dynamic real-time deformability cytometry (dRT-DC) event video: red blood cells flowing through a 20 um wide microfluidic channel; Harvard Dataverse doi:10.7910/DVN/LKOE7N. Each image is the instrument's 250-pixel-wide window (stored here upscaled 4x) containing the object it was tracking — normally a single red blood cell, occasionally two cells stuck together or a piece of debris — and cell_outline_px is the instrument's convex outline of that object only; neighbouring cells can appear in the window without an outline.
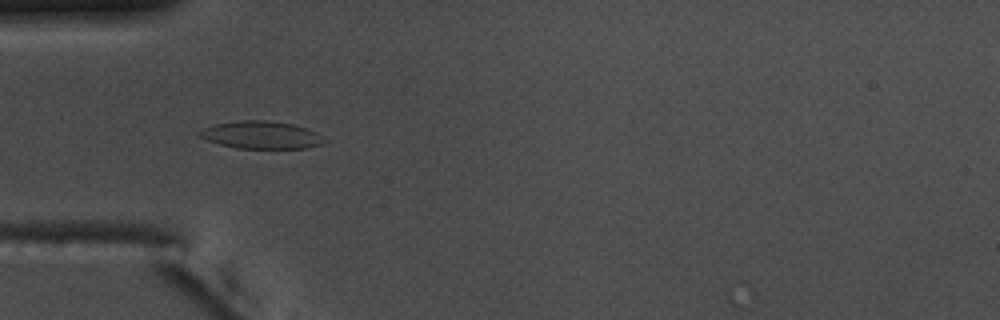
{"species": "common noctule bat (a hibernating species)", "species_latin": "Nyctalus noctula", "temperature_condition": "warm", "stored_images_in_passage": 49, "camera_frame_rate_fps": 3000, "um_per_image_px": 0.085, "animal": {"sex": "male", "body_mass_g": 17.5, "forearm_length_mm": 52.3}, "frame": {"image": 1, "passage_image": 11, "time_ms": 3.333, "image_size_px": [1000, 320], "cell_outline_px": [[328, 140], [324, 144], [308, 148], [236, 148], [220, 144], [208, 140], [200, 136], [196, 132], [204, 128], [216, 124], [240, 120], [264, 120], [292, 124], [308, 128], [324, 136]], "centroid_in_image_um": [22.27, 11.47], "position_along_channel_um": 62.7, "area_um2": 20.11}}
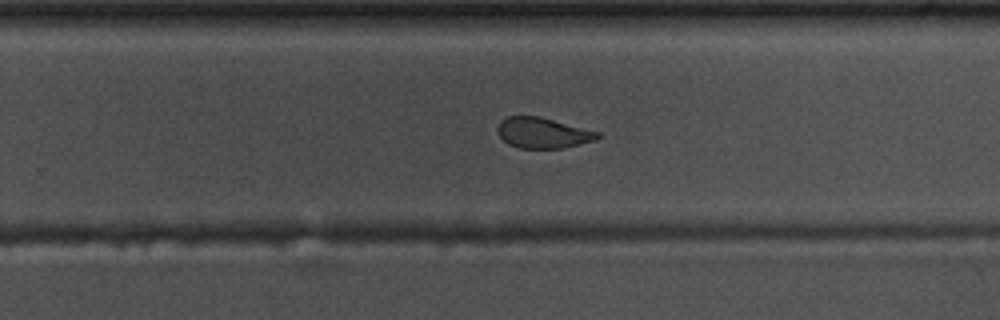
{"frame": {"image": 2, "passage_image": 29, "time_ms": 9.333, "image_size_px": [1000, 320], "cell_outline_px": [[600, 136], [596, 140], [564, 148], [520, 148], [508, 144], [496, 132], [496, 128], [500, 120], [508, 116], [540, 116], [600, 132]], "centroid_in_image_um": [46.13, 11.29], "position_along_channel_um": 283.7, "area_um2": 17.98}}
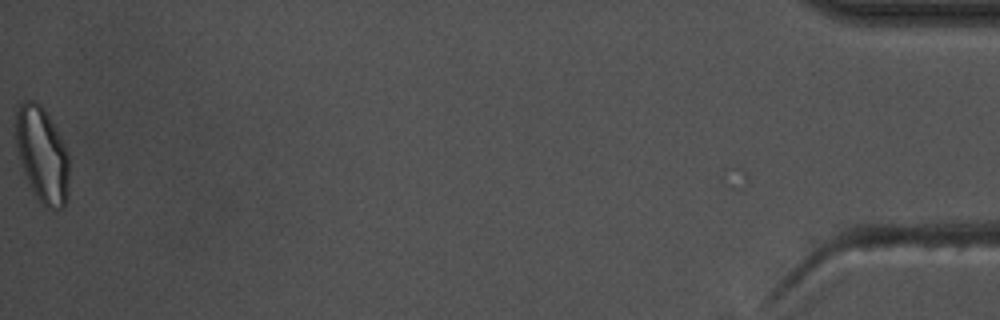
{"frame": {"image": 3, "passage_image": 49, "time_ms": 16.0, "image_size_px": [1000, 320], "cell_outline_px": [[68, 196], [64, 208], [52, 208], [44, 204], [36, 196], [24, 172], [16, 148], [16, 112], [20, 104], [24, 100], [36, 100], [44, 108], [60, 136], [68, 152]], "centroid_in_image_um": [3.59, 13.11], "position_along_channel_um": 431.6, "area_um2": 29.36}, "authors_computed_cell_mechanics": {"area_um2": 19.363, "velocity_mm_per_s": 3.7163, "shape_relaxation_time_tau1_ms": 4.2843, "shape_relaxation_time_tau2_ms": 1.4976, "deformation_change_tau1": 0.1613, "deformation_change_tau2": 0.0807}}